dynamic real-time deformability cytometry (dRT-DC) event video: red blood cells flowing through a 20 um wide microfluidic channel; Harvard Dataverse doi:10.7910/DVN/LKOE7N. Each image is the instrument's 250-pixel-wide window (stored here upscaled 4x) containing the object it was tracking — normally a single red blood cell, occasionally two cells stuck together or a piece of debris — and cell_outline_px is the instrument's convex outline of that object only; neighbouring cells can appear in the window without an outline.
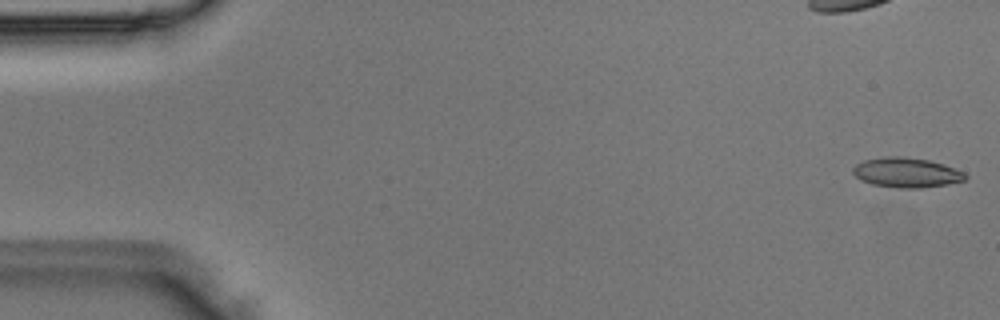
{"species": "Egyptian fruit bat (a non-hibernating species)", "species_latin": "Rousettus aegyptiacus", "temperature_condition": "room temperature", "stored_images_in_passage": 15, "camera_frame_rate_fps": 3000, "um_per_image_px": 0.085, "animal": {"sex": "male"}, "frame": {"image": 1, "passage_image": 1, "time_ms": 0.0, "image_size_px": [1000, 320], "cell_outline_px": [[968, 176], [964, 180], [948, 184], [920, 188], [896, 188], [872, 184], [860, 180], [852, 172], [852, 168], [856, 164], [864, 160], [888, 156], [900, 156], [928, 160], [944, 164], [964, 172]], "centroid_in_image_um": [77.04, 14.67], "position_along_channel_um": 8.0, "area_um2": 19.54}}